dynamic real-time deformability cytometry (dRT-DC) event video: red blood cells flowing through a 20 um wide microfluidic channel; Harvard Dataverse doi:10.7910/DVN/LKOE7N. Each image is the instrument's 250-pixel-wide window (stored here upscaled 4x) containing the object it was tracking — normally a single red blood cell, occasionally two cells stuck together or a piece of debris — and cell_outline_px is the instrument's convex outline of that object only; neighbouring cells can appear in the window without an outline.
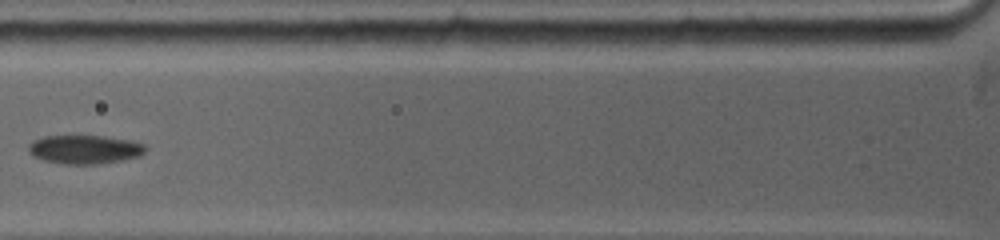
{"species": "common noctule bat (a hibernating species)", "species_latin": "Nyctalus noctula", "temperature_condition": "warm", "stored_images_in_passage": 10, "camera_frame_rate_fps": 5000, "um_per_image_px": 0.085, "animal": {"sex": "female", "body_mass_g": 19.0, "forearm_length_mm": 53.3}, "frame": {"image": 1, "passage_image": 5, "time_ms": 3.0, "image_size_px": [1000, 240], "cell_outline_px": [[144, 152], [140, 156], [124, 160], [96, 164], [64, 164], [44, 160], [32, 156], [28, 152], [28, 144], [44, 136], [100, 136], [128, 140], [140, 144], [144, 148]], "centroid_in_image_um": [7.14, 12.71], "position_along_channel_um": 118.7, "area_um2": 19.31}}
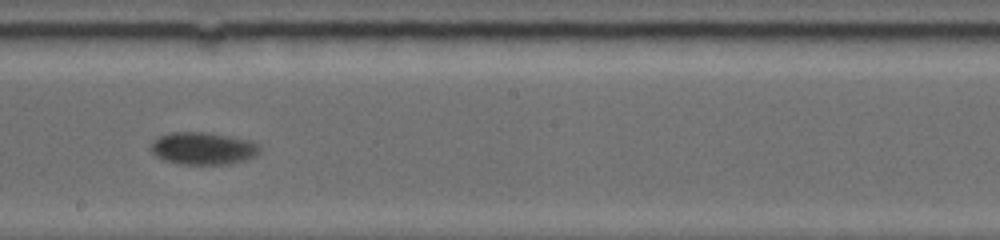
{"frame": {"image": 2, "passage_image": 9, "time_ms": 6.0, "image_size_px": [1000, 240], "cell_outline_px": [[260, 152], [256, 156], [248, 160], [224, 164], [176, 164], [164, 160], [156, 156], [148, 148], [152, 140], [168, 132], [208, 132], [232, 136], [248, 140], [260, 144]], "centroid_in_image_um": [17.25, 12.61], "position_along_channel_um": 231.0, "area_um2": 20.98}}